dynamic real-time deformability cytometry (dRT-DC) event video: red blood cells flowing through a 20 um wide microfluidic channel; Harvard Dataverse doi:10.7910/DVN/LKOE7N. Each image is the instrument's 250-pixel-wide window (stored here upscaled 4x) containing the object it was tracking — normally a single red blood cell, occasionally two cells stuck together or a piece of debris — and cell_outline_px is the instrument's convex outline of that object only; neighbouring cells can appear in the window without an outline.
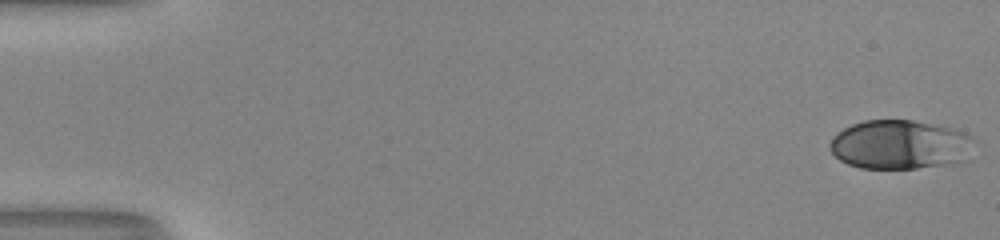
{"species": "human", "species_latin": "Homo sapiens", "temperature_condition": "room temperature", "stored_images_in_passage": 52, "camera_frame_rate_fps": 3000, "um_per_image_px": 0.085, "donor": {"sex": "male"}, "frame": {"image": 1, "passage_image": 1, "time_ms": 0.0, "image_size_px": [1000, 240], "cell_outline_px": [[972, 140], [964, 160], [944, 164], [916, 168], [860, 168], [848, 164], [840, 160], [828, 148], [828, 144], [832, 136], [836, 132], [852, 124], [864, 120], [912, 120], [936, 124], [956, 128], [972, 136]], "centroid_in_image_um": [76.42, 12.27], "position_along_channel_um": 8.6, "area_um2": 41.21}}
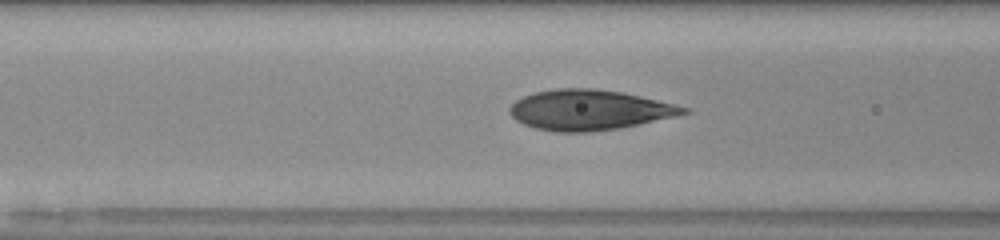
{"frame": {"image": 2, "passage_image": 22, "time_ms": 7.0, "image_size_px": [1000, 240], "cell_outline_px": [[692, 112], [676, 116], [620, 128], [588, 132], [556, 132], [536, 128], [524, 124], [516, 120], [508, 112], [508, 108], [516, 100], [532, 92], [556, 88], [592, 88], [620, 92], [640, 96], [688, 108]], "centroid_in_image_um": [50.04, 9.34], "position_along_channel_um": 116.6, "area_um2": 40.63}}
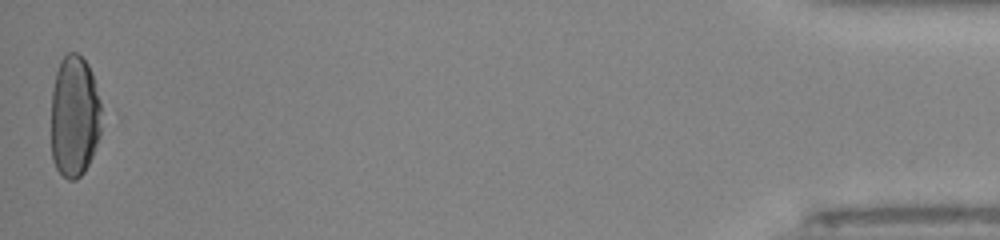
{"frame": {"image": 3, "passage_image": 52, "time_ms": 17.0, "image_size_px": [1000, 240], "cell_outline_px": [[100, 132], [92, 156], [84, 172], [76, 180], [68, 180], [56, 168], [52, 160], [52, 88], [56, 72], [60, 60], [68, 52], [76, 52], [88, 64], [92, 72], [100, 100]], "centroid_in_image_um": [6.32, 9.88], "position_along_channel_um": 428.9, "area_um2": 35.78}, "authors_computed_cell_mechanics": {"area_um2": 39.7375, "velocity_mm_per_s": 4.0604, "shape_relaxation_time_tau1_ms": 5.1512, "shape_relaxation_time_tau2_ms": 0.7518, "deformation_change_tau1": 0.2119, "deformation_change_tau2": 0.0652}}